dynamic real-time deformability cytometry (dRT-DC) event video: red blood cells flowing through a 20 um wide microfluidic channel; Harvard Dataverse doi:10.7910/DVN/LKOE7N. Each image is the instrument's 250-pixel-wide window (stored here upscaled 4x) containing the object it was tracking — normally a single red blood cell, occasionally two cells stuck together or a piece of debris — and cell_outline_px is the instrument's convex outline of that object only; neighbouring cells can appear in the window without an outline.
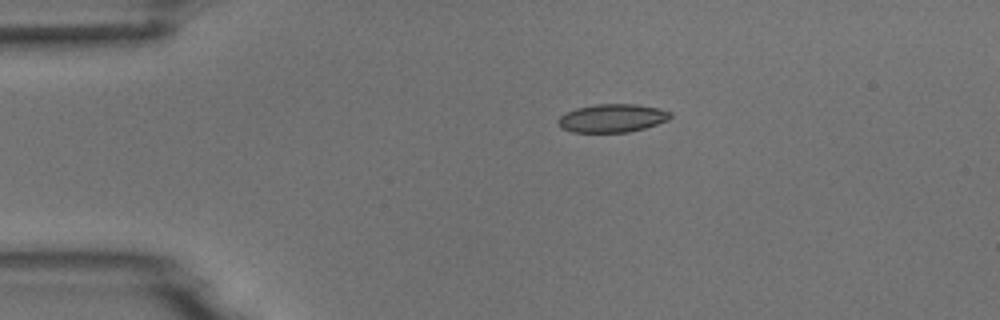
{"species": "common noctule bat (a hibernating species)", "species_latin": "Nyctalus noctula", "temperature_condition": "room temperature", "stored_images_in_passage": 6, "camera_frame_rate_fps": 3000, "um_per_image_px": 0.085, "animal": {"sex": "male", "body_mass_g": 18.8}, "frame": {"image": 1, "passage_image": 2, "time_ms": 1.333, "image_size_px": [1000, 320], "cell_outline_px": [[672, 116], [668, 120], [644, 128], [628, 132], [572, 132], [560, 128], [556, 120], [564, 112], [576, 108], [596, 104], [636, 104], [660, 108], [672, 112]], "centroid_in_image_um": [52.02, 10.04], "position_along_channel_um": 33.0, "area_um2": 18.67}}
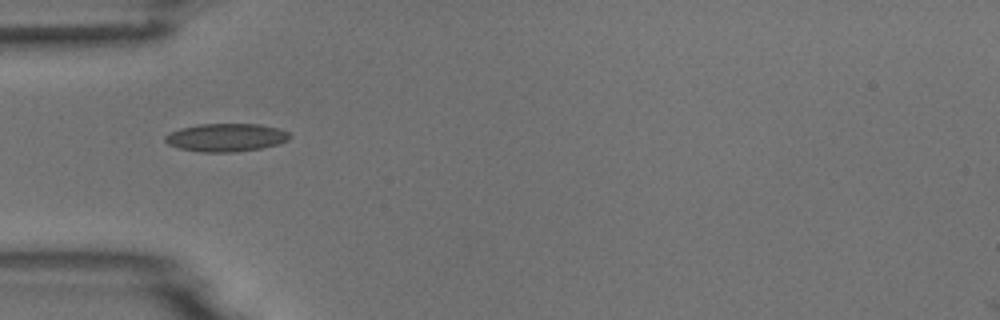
{"frame": {"image": 2, "passage_image": 4, "time_ms": 3.333, "image_size_px": [1000, 320], "cell_outline_px": [[292, 136], [288, 140], [280, 144], [260, 148], [236, 152], [200, 152], [180, 148], [168, 144], [164, 140], [164, 136], [168, 132], [180, 128], [200, 124], [260, 124], [280, 128], [288, 132]], "centroid_in_image_um": [19.23, 11.68], "position_along_channel_um": 65.8, "area_um2": 20.58}}